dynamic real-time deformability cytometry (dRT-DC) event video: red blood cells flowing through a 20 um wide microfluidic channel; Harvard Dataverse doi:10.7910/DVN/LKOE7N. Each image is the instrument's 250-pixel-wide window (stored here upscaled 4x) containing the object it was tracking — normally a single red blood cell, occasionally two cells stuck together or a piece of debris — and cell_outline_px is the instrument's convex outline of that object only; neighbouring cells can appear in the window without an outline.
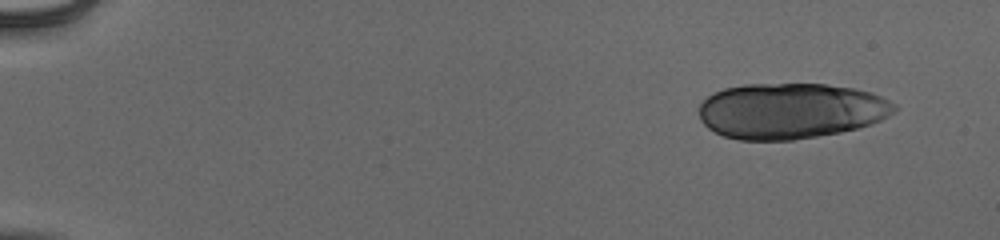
{"species": "human", "species_latin": "Homo sapiens", "temperature_condition": "cold", "stored_images_in_passage": 53, "camera_frame_rate_fps": 3000, "um_per_image_px": 0.085, "donor": {"sex": "male"}, "frame": {"image": 1, "passage_image": 5, "time_ms": 1.333, "image_size_px": [1000, 240], "cell_outline_px": [[896, 112], [872, 124], [840, 132], [792, 140], [740, 140], [724, 136], [708, 128], [700, 120], [700, 104], [708, 96], [724, 88], [744, 84], [828, 84], [856, 88], [872, 92], [896, 104]], "centroid_in_image_um": [67.23, 9.41], "position_along_channel_um": 17.8, "area_um2": 63.58}}
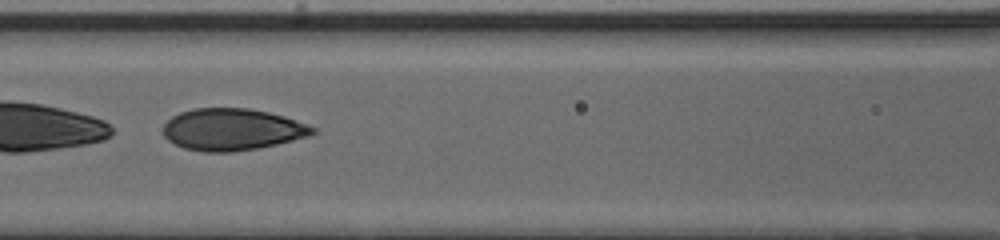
{"frame": {"image": 2, "passage_image": 27, "time_ms": 8.667, "image_size_px": [1000, 240], "cell_outline_px": [[316, 132], [308, 136], [276, 144], [256, 148], [232, 152], [204, 152], [184, 148], [168, 140], [164, 136], [160, 128], [172, 116], [180, 112], [196, 108], [248, 108], [268, 112], [284, 116], [316, 128]], "centroid_in_image_um": [19.68, 11.0], "position_along_channel_um": 146.9, "area_um2": 36.36}}